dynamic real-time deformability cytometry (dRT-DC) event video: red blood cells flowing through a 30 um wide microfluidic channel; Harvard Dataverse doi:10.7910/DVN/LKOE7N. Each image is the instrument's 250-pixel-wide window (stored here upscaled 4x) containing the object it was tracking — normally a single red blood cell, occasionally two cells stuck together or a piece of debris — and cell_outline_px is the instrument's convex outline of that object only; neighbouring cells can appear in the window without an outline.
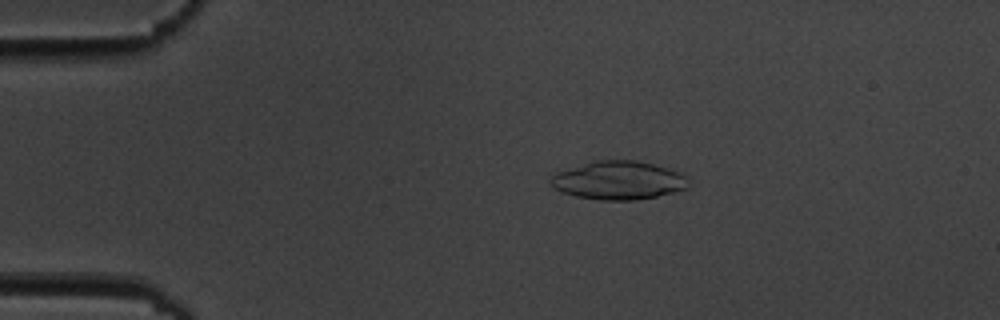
{"species": "common noctule bat (a hibernating species)", "species_latin": "Nyctalus noctula", "temperature_condition": "cold", "stored_images_in_passage": 11, "camera_frame_rate_fps": 3000, "um_per_image_px": 0.085, "animal": {"sex": "male", "body_mass_g": 19.5, "forearm_length_mm": 54.6}, "frame": {"image": 1, "passage_image": 3, "time_ms": 3.0, "image_size_px": [1000, 320], "cell_outline_px": [[688, 188], [656, 196], [636, 200], [600, 200], [576, 196], [552, 188], [548, 180], [556, 172], [592, 160], [636, 160], [652, 164], [680, 172], [684, 176]], "centroid_in_image_um": [52.5, 15.32], "position_along_channel_um": 32.5, "area_um2": 30.75}}
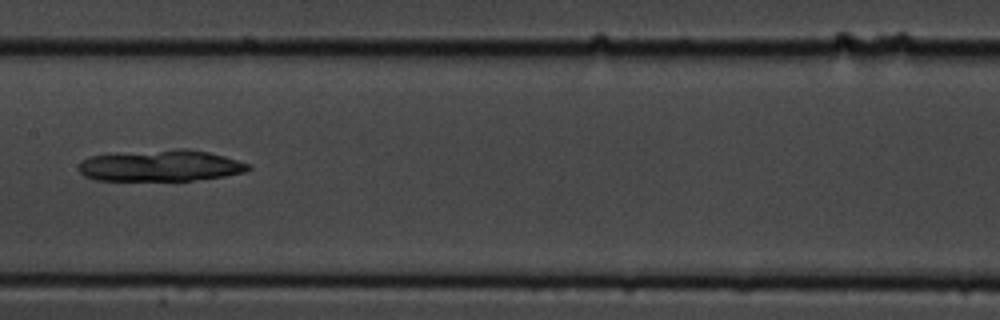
{"frame": {"image": 2, "passage_image": 8, "time_ms": 9.0, "image_size_px": [1000, 320], "cell_outline_px": [[252, 168], [244, 172], [224, 176], [192, 180], [96, 180], [84, 176], [76, 168], [84, 160], [92, 156], [180, 148], [184, 148], [208, 152], [224, 156], [252, 164]], "centroid_in_image_um": [13.71, 14.09], "position_along_channel_um": 193.7, "area_um2": 30.63}}
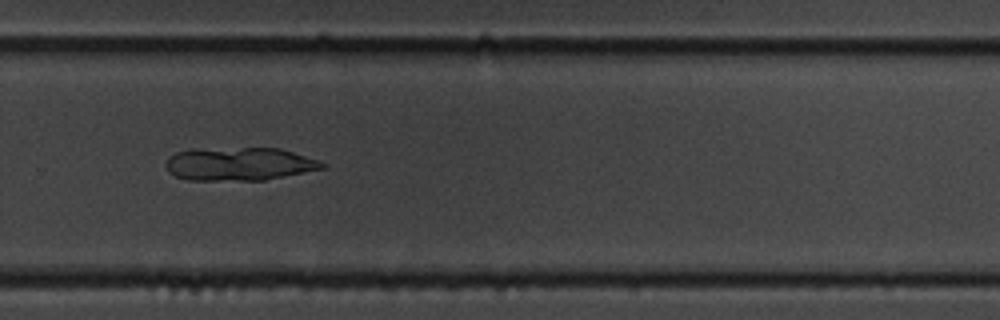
{"frame": {"image": 3, "passage_image": 11, "time_ms": 12.333, "image_size_px": [1000, 320], "cell_outline_px": [[328, 164], [324, 168], [264, 180], [188, 180], [176, 176], [168, 172], [164, 164], [168, 156], [176, 152], [196, 148], [280, 148]], "centroid_in_image_um": [20.27, 13.93], "position_along_channel_um": 309.5, "area_um2": 30.29}}